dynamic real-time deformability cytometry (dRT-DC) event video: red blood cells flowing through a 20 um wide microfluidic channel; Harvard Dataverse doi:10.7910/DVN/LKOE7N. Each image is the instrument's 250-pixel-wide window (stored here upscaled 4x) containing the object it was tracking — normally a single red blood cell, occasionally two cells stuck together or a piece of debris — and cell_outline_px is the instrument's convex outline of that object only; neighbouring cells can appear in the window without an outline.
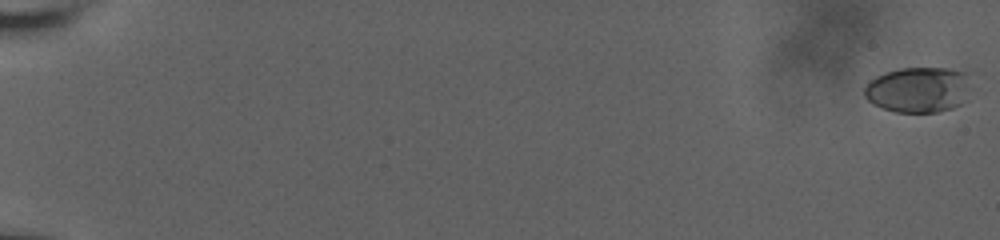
{"species": "human", "species_latin": "Homo sapiens", "temperature_condition": "room temperature", "stored_images_in_passage": 85, "camera_frame_rate_fps": 3000, "um_per_image_px": 0.085, "donor": {"sex": "male"}, "frame": {"image": 1, "passage_image": 1, "time_ms": 0.0, "image_size_px": [1000, 240], "cell_outline_px": [[964, 88], [960, 104], [952, 108], [936, 112], [896, 112], [872, 104], [864, 96], [864, 88], [876, 76], [900, 68], [948, 68], [964, 72]], "centroid_in_image_um": [77.93, 7.63], "position_along_channel_um": 7.1, "area_um2": 27.22}}
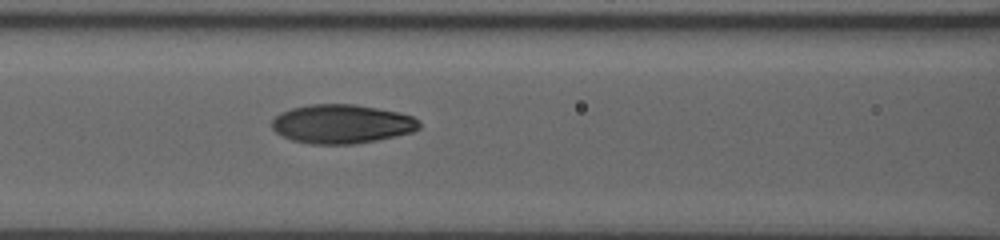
{"frame": {"image": 2, "passage_image": 51, "time_ms": 10.0, "image_size_px": [1000, 240], "cell_outline_px": [[420, 128], [412, 132], [396, 136], [376, 140], [352, 144], [308, 144], [292, 140], [276, 132], [272, 128], [272, 120], [280, 112], [292, 108], [308, 104], [352, 104], [400, 112], [412, 116], [420, 120]], "centroid_in_image_um": [29.06, 10.53], "position_along_channel_um": 137.5, "area_um2": 33.52}}
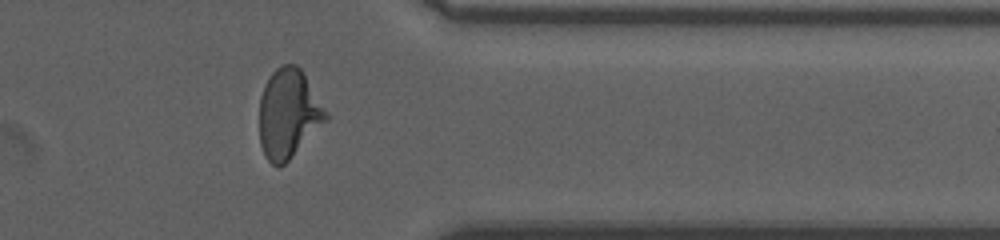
{"frame": {"image": 3, "passage_image": 84, "time_ms": 17.0, "image_size_px": [1000, 240], "cell_outline_px": [[328, 120], [284, 164], [276, 168], [264, 156], [260, 144], [260, 96], [264, 84], [268, 76], [276, 68], [284, 64], [296, 64], [304, 72], [328, 112]], "centroid_in_image_um": [24.52, 9.64], "position_along_channel_um": 386.9, "area_um2": 34.8}, "authors_computed_cell_mechanics": {"area_um2": 32.3102, "velocity_mm_per_s": 3.6602, "shape_relaxation_time_tau1_ms": 5.6351, "shape_relaxation_time_tau2_ms": 1.2775, "deformation_change_tau1": 0.2095, "deformation_change_tau2": 0.0649}}